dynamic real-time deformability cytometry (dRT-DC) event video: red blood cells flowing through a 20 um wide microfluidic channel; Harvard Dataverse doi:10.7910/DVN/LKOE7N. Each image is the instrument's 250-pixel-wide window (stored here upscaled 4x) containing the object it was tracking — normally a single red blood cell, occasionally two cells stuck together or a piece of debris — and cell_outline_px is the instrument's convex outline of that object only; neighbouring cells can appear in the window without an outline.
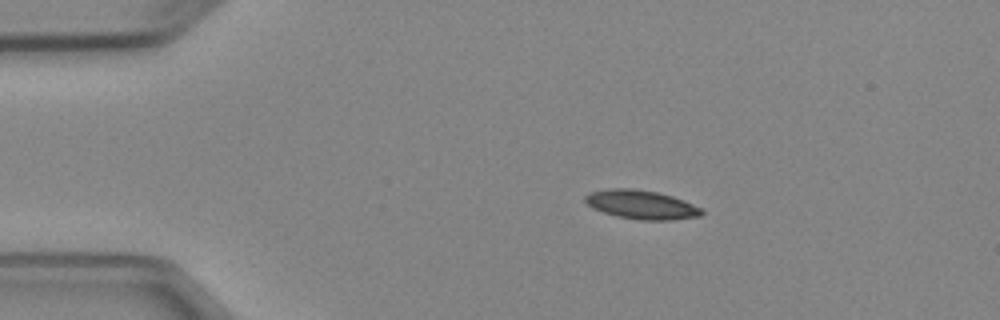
{"species": "Egyptian fruit bat (a non-hibernating species)", "species_latin": "Rousettus aegyptiacus", "temperature_condition": "cold", "stored_images_in_passage": 4, "camera_frame_rate_fps": 3000, "um_per_image_px": 0.085, "animal": {"sex": "female"}, "frame": {"image": 1, "passage_image": 2, "time_ms": 1.0, "image_size_px": [1000, 320], "cell_outline_px": [[704, 212], [700, 216], [668, 220], [640, 220], [616, 216], [592, 208], [584, 200], [584, 196], [588, 192], [608, 188], [632, 188], [656, 192], [672, 196], [684, 200], [700, 208]], "centroid_in_image_um": [54.47, 17.38], "position_along_channel_um": 30.5, "area_um2": 19.59}}
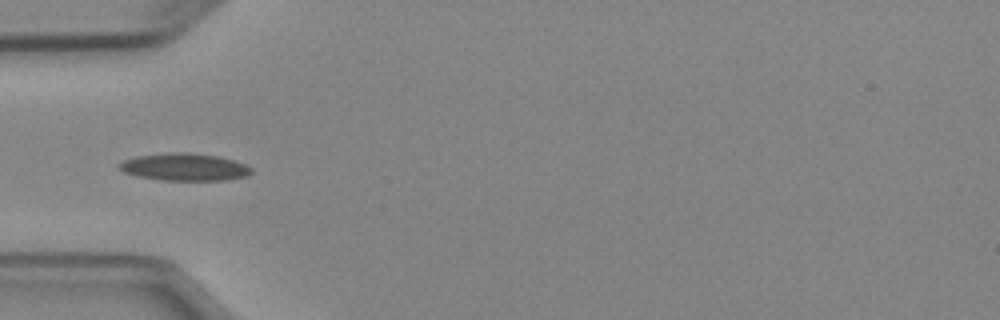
{"frame": {"image": 2, "passage_image": 4, "time_ms": 3.333, "image_size_px": [1000, 320], "cell_outline_px": [[252, 172], [248, 176], [224, 180], [160, 180], [136, 176], [124, 172], [116, 168], [116, 164], [124, 160], [136, 156], [168, 152], [188, 152], [216, 156], [232, 160], [244, 164], [252, 168]], "centroid_in_image_um": [15.62, 14.2], "position_along_channel_um": 69.4, "area_um2": 21.21}}